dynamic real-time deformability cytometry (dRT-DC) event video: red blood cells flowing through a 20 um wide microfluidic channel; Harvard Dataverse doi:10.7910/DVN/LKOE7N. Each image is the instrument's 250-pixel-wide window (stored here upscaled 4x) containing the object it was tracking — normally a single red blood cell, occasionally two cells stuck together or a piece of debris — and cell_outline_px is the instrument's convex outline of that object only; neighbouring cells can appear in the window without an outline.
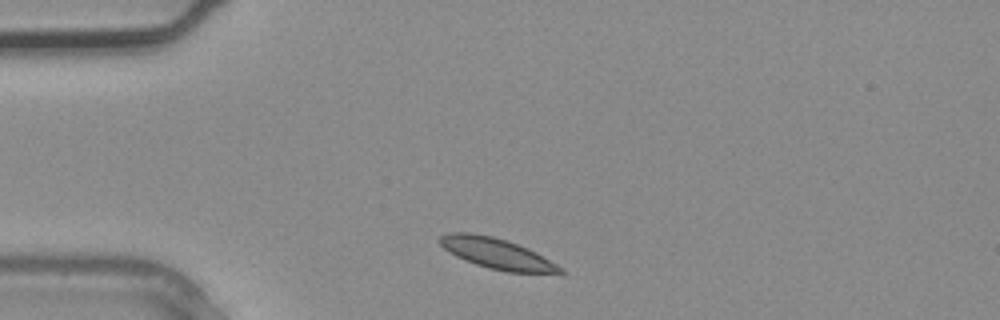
{"species": "common noctule bat (a hibernating species)", "species_latin": "Nyctalus noctula", "temperature_condition": "warm", "stored_images_in_passage": 2, "camera_frame_rate_fps": 3000, "um_per_image_px": 0.085, "animal": {"sex": "male", "body_mass_g": 20.4}, "frame": {"image": 1, "passage_image": 1, "time_ms": 0.0, "image_size_px": [1000, 320], "cell_outline_px": [[564, 272], [508, 272], [488, 268], [476, 264], [456, 256], [448, 252], [436, 240], [440, 236], [448, 232], [472, 232], [492, 236], [528, 248], [536, 252], [564, 268]], "centroid_in_image_um": [42.16, 21.53], "position_along_channel_um": 42.8, "area_um2": 21.27}}
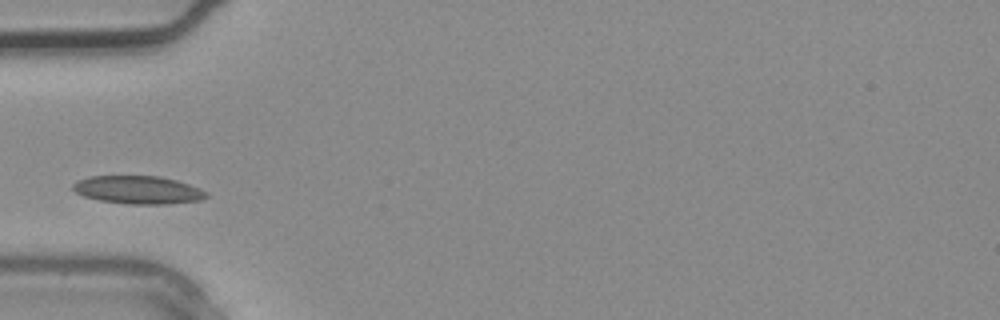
{"frame": {"image": 2, "passage_image": 2, "time_ms": 0.333, "image_size_px": [1000, 320], "cell_outline_px": [[208, 196], [200, 200], [168, 204], [128, 204], [100, 200], [84, 196], [76, 192], [72, 188], [72, 184], [76, 180], [88, 176], [160, 176], [176, 180], [200, 188], [208, 192]], "centroid_in_image_um": [11.73, 16.13], "position_along_channel_um": 73.3, "area_um2": 21.85}}